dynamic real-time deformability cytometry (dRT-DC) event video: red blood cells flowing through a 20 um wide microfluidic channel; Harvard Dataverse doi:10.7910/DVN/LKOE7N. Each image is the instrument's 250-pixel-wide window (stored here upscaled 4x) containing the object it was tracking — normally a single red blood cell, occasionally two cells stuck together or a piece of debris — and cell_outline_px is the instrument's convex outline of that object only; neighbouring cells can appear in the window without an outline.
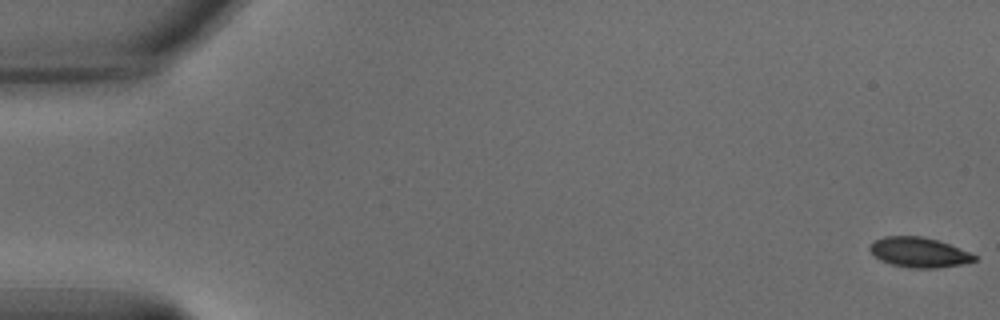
{"species": "common noctule bat (a hibernating species)", "species_latin": "Nyctalus noctula", "temperature_condition": "warm", "stored_images_in_passage": 15, "camera_frame_rate_fps": 3000, "um_per_image_px": 0.085, "animal": {"sex": "male", "body_mass_g": 15.6}, "frame": {"image": 1, "passage_image": 1, "time_ms": 0.0, "image_size_px": [1000, 320], "cell_outline_px": [[976, 260], [960, 264], [936, 268], [908, 268], [892, 264], [880, 260], [868, 248], [876, 240], [884, 236], [924, 236], [948, 244], [968, 252], [976, 256]], "centroid_in_image_um": [78.09, 21.45], "position_along_channel_um": 6.9, "area_um2": 17.92}}
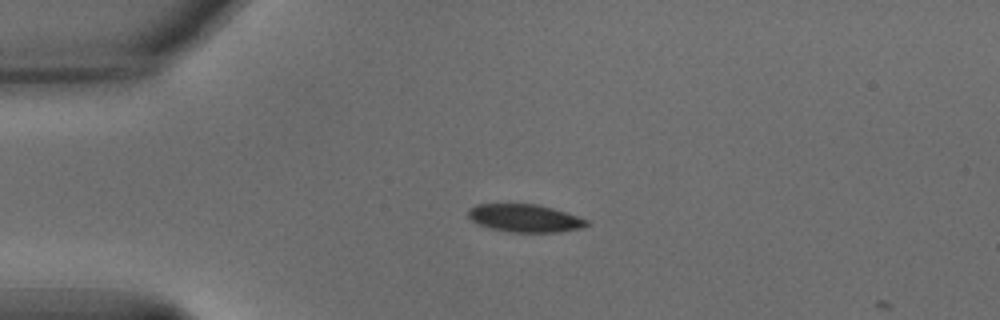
{"frame": {"image": 2, "passage_image": 14, "time_ms": 4.333, "image_size_px": [1000, 320], "cell_outline_px": [[588, 224], [580, 228], [560, 232], [508, 232], [488, 228], [476, 224], [468, 216], [468, 208], [476, 204], [536, 204], [552, 208], [588, 220]], "centroid_in_image_um": [44.54, 18.55], "position_along_channel_um": 40.5, "area_um2": 19.19}}